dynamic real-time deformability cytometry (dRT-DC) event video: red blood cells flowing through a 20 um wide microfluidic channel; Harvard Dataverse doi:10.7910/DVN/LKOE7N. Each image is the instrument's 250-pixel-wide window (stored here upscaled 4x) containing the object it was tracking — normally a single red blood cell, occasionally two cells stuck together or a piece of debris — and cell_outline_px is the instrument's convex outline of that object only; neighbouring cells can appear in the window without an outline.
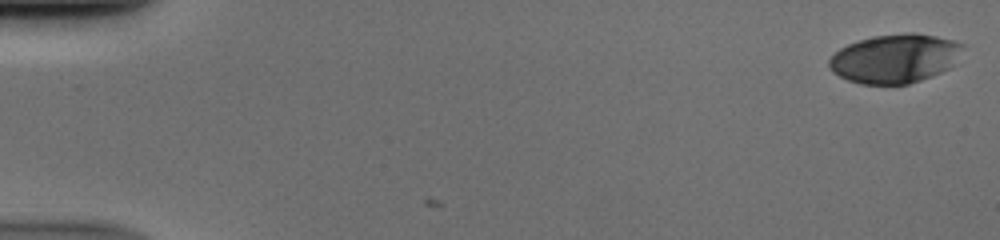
{"species": "human", "species_latin": "Homo sapiens", "temperature_condition": "cold", "stored_images_in_passage": 52, "camera_frame_rate_fps": 3000, "um_per_image_px": 0.085, "donor": {"sex": "male"}, "frame": {"image": 1, "passage_image": 1, "time_ms": 0.0, "image_size_px": [1000, 240], "cell_outline_px": [[964, 44], [948, 68], [940, 72], [920, 80], [908, 84], [860, 84], [848, 80], [832, 72], [828, 68], [828, 60], [840, 48], [848, 44], [872, 36], [908, 32], [916, 32], [936, 36], [952, 40]], "centroid_in_image_um": [76.0, 4.96], "position_along_channel_um": 9.0, "area_um2": 37.74}}
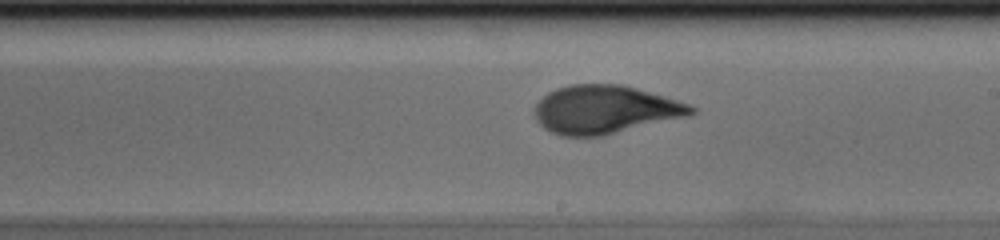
{"frame": {"image": 2, "passage_image": 31, "time_ms": 10.0, "image_size_px": [1000, 240], "cell_outline_px": [[696, 112], [688, 116], [604, 136], [560, 136], [544, 128], [536, 120], [532, 112], [532, 108], [548, 92], [556, 88], [568, 84], [620, 84], [636, 88], [664, 96], [688, 104], [696, 108]], "centroid_in_image_um": [51.38, 9.32], "position_along_channel_um": 237.6, "area_um2": 44.27}}
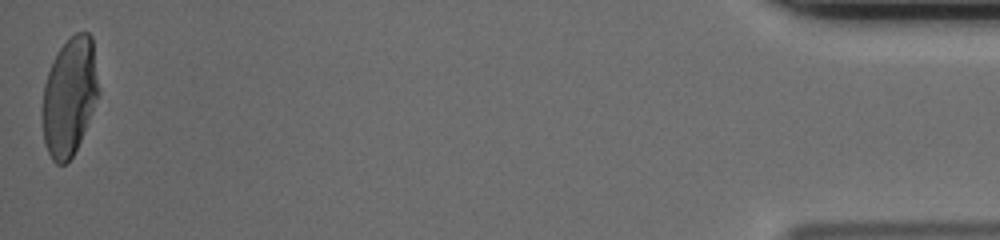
{"frame": {"image": 3, "passage_image": 52, "time_ms": 17.0, "image_size_px": [1000, 240], "cell_outline_px": [[100, 92], [80, 140], [72, 156], [64, 164], [56, 164], [52, 160], [44, 144], [40, 108], [44, 84], [48, 72], [56, 52], [76, 32], [88, 32], [92, 36]], "centroid_in_image_um": [5.88, 8.2], "position_along_channel_um": 429.3, "area_um2": 39.02}}